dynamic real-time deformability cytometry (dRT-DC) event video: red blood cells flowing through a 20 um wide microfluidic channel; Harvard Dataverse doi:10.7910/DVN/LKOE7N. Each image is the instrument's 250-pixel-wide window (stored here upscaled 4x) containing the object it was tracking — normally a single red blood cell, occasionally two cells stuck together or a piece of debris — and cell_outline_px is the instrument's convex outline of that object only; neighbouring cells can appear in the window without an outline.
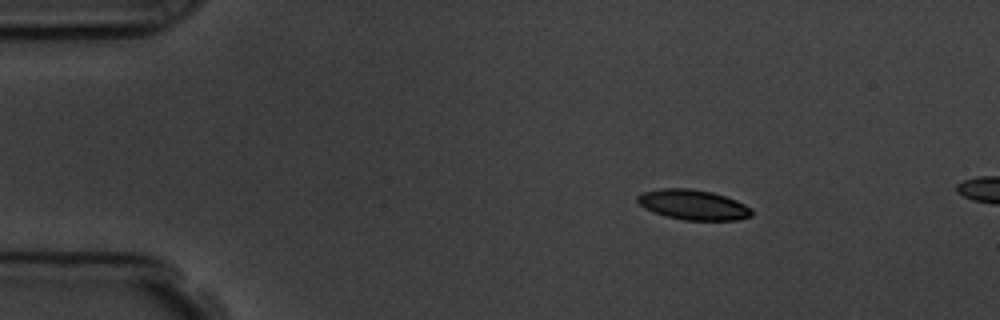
{"species": "common noctule bat (a hibernating species)", "species_latin": "Nyctalus noctula", "temperature_condition": "room temperature", "stored_images_in_passage": 3, "camera_frame_rate_fps": 3000, "um_per_image_px": 0.085, "animal": {"sex": "male", "body_mass_g": 19.5, "forearm_length_mm": 54.6}, "frame": {"image": 1, "passage_image": 2, "time_ms": 1.333, "image_size_px": [1000, 320], "cell_outline_px": [[752, 216], [736, 220], [684, 220], [664, 216], [652, 212], [644, 208], [636, 200], [636, 196], [640, 192], [660, 188], [688, 188], [712, 192], [736, 200], [752, 208]], "centroid_in_image_um": [58.87, 17.4], "position_along_channel_um": 26.1, "area_um2": 20.23}}